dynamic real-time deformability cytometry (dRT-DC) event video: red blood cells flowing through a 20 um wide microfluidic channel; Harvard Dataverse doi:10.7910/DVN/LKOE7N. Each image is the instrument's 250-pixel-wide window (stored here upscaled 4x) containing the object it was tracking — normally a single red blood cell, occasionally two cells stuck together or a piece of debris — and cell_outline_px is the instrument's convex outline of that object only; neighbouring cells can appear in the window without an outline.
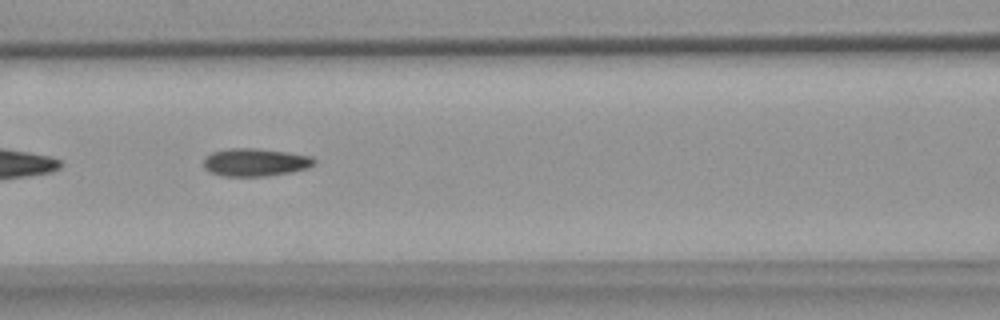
{"species": "common noctule bat (a hibernating species)", "species_latin": "Nyctalus noctula", "temperature_condition": "warm", "stored_images_in_passage": 9, "camera_frame_rate_fps": 3000, "um_per_image_px": 0.085, "animal": {"sex": "female", "body_mass_g": 18.4}, "frame": {"image": 1, "passage_image": 6, "time_ms": 7.333, "image_size_px": [1000, 320], "cell_outline_px": [[316, 164], [308, 168], [288, 172], [264, 176], [224, 176], [212, 172], [204, 168], [204, 156], [212, 152], [228, 148], [256, 148], [288, 152], [312, 156], [316, 160]], "centroid_in_image_um": [21.7, 13.78], "position_along_channel_um": 144.9, "area_um2": 17.98}}
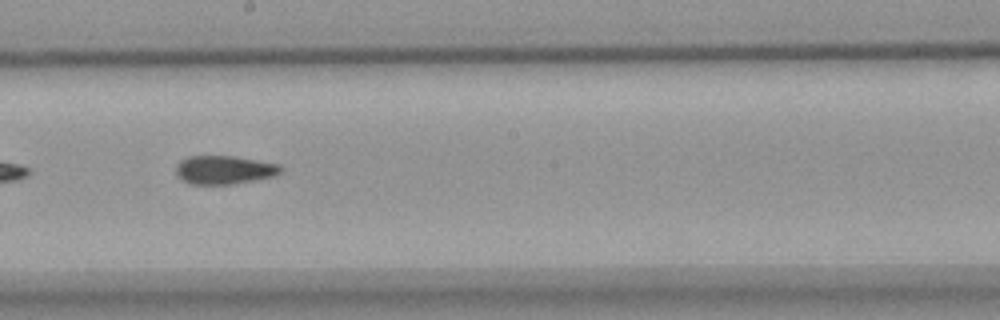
{"frame": {"image": 2, "passage_image": 8, "time_ms": 9.667, "image_size_px": [1000, 320], "cell_outline_px": [[284, 168], [276, 176], [256, 180], [232, 184], [188, 184], [180, 180], [176, 176], [176, 164], [180, 160], [188, 156], [232, 156], [280, 164]], "centroid_in_image_um": [19.04, 14.45], "position_along_channel_um": 229.2, "area_um2": 17.69}}
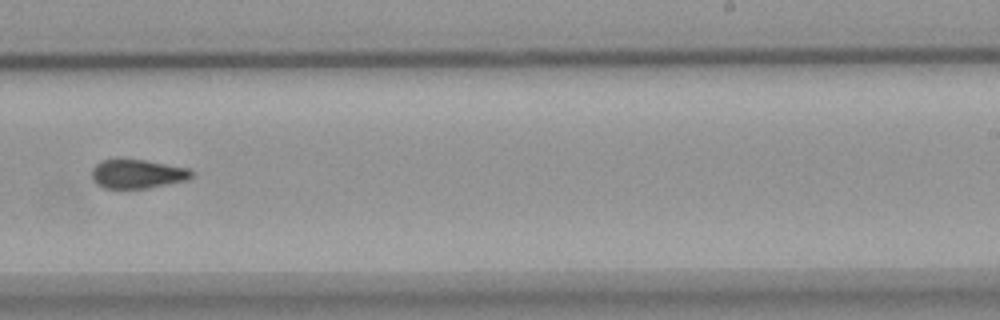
{"frame": {"image": 3, "passage_image": 9, "time_ms": 11.0, "image_size_px": [1000, 320], "cell_outline_px": [[196, 172], [188, 180], [148, 188], [104, 188], [96, 184], [92, 180], [92, 168], [96, 164], [104, 160], [116, 156], [148, 160], [188, 168]], "centroid_in_image_um": [11.67, 14.74], "position_along_channel_um": 277.3, "area_um2": 17.51}}